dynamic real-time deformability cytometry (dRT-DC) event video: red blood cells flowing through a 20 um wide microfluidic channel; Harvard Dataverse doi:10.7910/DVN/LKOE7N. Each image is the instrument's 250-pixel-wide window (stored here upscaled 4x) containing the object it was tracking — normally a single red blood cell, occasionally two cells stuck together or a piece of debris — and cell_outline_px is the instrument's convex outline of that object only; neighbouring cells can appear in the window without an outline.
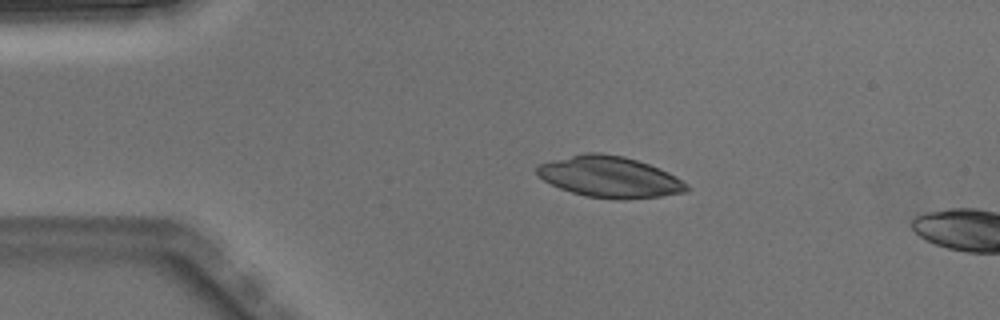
{"species": "Egyptian fruit bat (a non-hibernating species)", "species_latin": "Rousettus aegyptiacus", "temperature_condition": "warm", "stored_images_in_passage": 2, "camera_frame_rate_fps": 3000, "um_per_image_px": 0.085, "animal": {"sex": "male"}, "frame": {"image": 1, "passage_image": 1, "time_ms": 0.0, "image_size_px": [1000, 320], "cell_outline_px": [[692, 188], [688, 192], [660, 196], [624, 200], [584, 196], [560, 188], [544, 180], [536, 172], [536, 168], [540, 164], [552, 160], [584, 152], [600, 152], [624, 156], [660, 168], [676, 176], [688, 184]], "centroid_in_image_um": [51.87, 15.04], "position_along_channel_um": 33.1, "area_um2": 36.01}}